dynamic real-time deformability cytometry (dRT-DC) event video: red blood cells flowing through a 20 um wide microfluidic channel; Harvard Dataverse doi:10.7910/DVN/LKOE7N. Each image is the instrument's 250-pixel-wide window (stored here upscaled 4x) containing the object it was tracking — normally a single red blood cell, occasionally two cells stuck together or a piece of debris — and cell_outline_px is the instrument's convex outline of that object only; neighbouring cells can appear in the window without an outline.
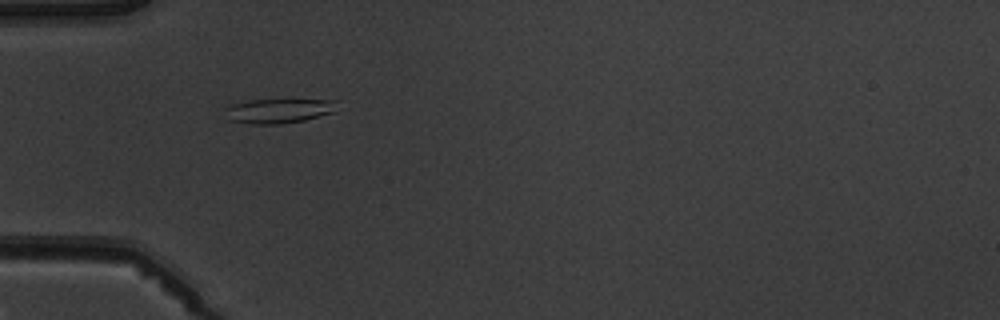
{"species": "common noctule bat (a hibernating species)", "species_latin": "Nyctalus noctula", "temperature_condition": "warm", "stored_images_in_passage": 5, "camera_frame_rate_fps": 3000, "um_per_image_px": 0.085, "animal": {"sex": "male", "body_mass_g": 19.5, "forearm_length_mm": 54.6}, "frame": {"image": 1, "passage_image": 3, "time_ms": 2.333, "image_size_px": [1000, 320], "cell_outline_px": [[340, 100], [336, 112], [304, 120], [280, 124], [248, 124], [228, 120], [224, 108], [232, 104], [248, 100]], "centroid_in_image_um": [23.71, 9.42], "position_along_channel_um": 61.3, "area_um2": 16.24}}
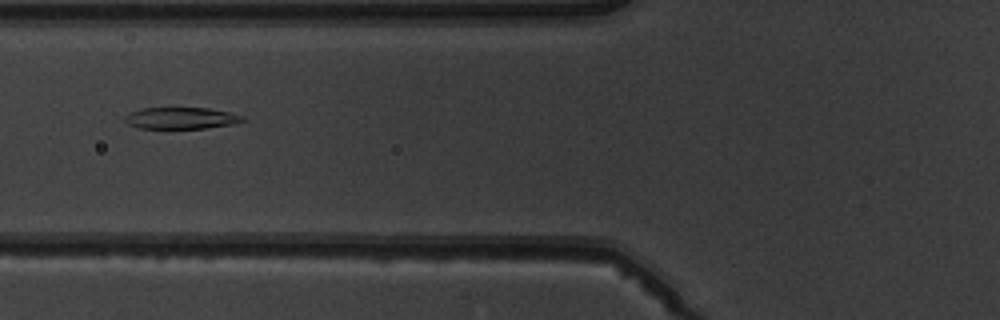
{"frame": {"image": 2, "passage_image": 4, "time_ms": 3.667, "image_size_px": [1000, 320], "cell_outline_px": [[248, 120], [232, 124], [204, 128], [136, 128], [128, 124], [124, 120], [124, 116], [132, 112], [144, 108], [208, 108], [228, 112], [244, 116]], "centroid_in_image_um": [15.41, 10.04], "position_along_channel_um": 110.4, "area_um2": 14.74}}
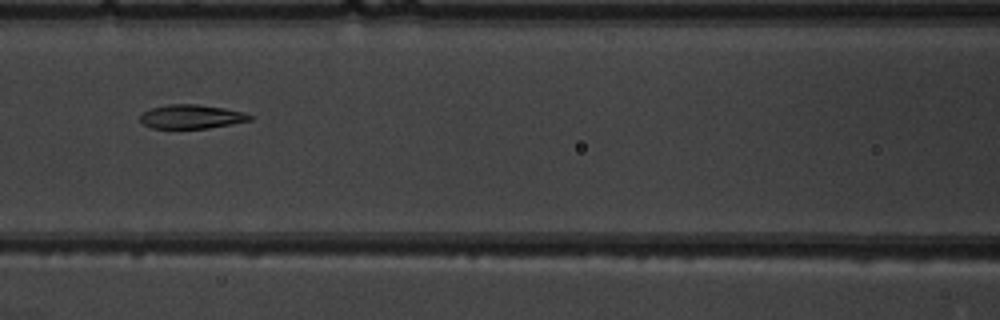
{"frame": {"image": 3, "passage_image": 5, "time_ms": 4.667, "image_size_px": [1000, 320], "cell_outline_px": [[252, 120], [232, 124], [208, 128], [152, 128], [144, 124], [140, 120], [140, 116], [144, 112], [152, 108], [168, 104], [196, 104], [224, 108], [244, 112], [252, 116]], "centroid_in_image_um": [16.29, 9.91], "position_along_channel_um": 150.3, "area_um2": 15.2}}